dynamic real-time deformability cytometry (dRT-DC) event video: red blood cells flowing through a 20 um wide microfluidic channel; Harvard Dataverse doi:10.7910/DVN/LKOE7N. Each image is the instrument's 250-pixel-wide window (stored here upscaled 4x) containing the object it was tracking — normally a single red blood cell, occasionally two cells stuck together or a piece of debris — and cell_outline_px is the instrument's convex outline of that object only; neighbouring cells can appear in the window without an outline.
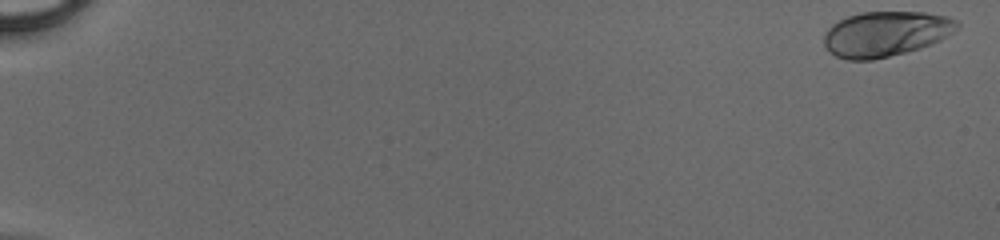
{"species": "human", "species_latin": "Homo sapiens", "temperature_condition": "cold", "stored_images_in_passage": 50, "camera_frame_rate_fps": 3000, "um_per_image_px": 0.085, "donor": {"sex": "male"}, "frame": {"image": 1, "passage_image": 1, "time_ms": 0.0, "image_size_px": [1000, 240], "cell_outline_px": [[960, 24], [952, 32], [940, 40], [920, 48], [872, 60], [848, 60], [836, 56], [828, 52], [824, 44], [824, 36], [828, 28], [832, 24], [848, 16], [860, 12], [924, 12], [948, 16], [956, 20]], "centroid_in_image_um": [75.26, 2.87], "position_along_channel_um": 9.7, "area_um2": 34.91}}
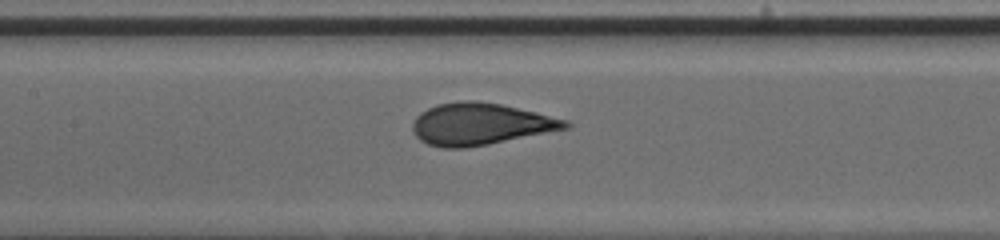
{"frame": {"image": 2, "passage_image": 26, "time_ms": 8.333, "image_size_px": [1000, 240], "cell_outline_px": [[572, 128], [488, 144], [464, 148], [444, 148], [428, 144], [420, 140], [412, 132], [412, 124], [416, 116], [420, 112], [436, 104], [460, 100], [476, 100], [500, 104], [536, 112], [568, 120], [572, 124]], "centroid_in_image_um": [40.84, 10.54], "position_along_channel_um": 166.6, "area_um2": 37.57}}
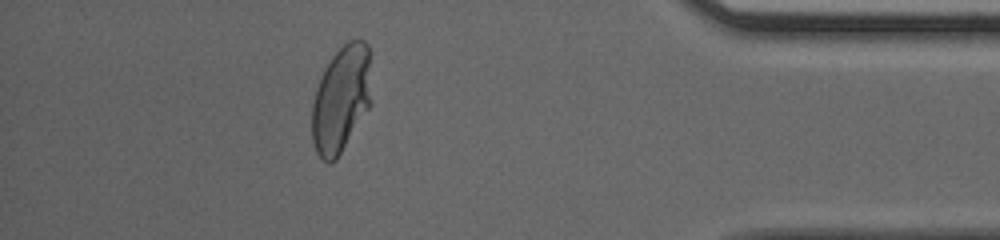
{"frame": {"image": 3, "passage_image": 45, "time_ms": 14.667, "image_size_px": [1000, 240], "cell_outline_px": [[372, 104], [336, 160], [328, 164], [316, 152], [312, 140], [312, 100], [316, 88], [324, 68], [332, 56], [348, 40], [364, 40], [368, 44]], "centroid_in_image_um": [29.0, 8.43], "position_along_channel_um": 406.2, "area_um2": 37.28}}